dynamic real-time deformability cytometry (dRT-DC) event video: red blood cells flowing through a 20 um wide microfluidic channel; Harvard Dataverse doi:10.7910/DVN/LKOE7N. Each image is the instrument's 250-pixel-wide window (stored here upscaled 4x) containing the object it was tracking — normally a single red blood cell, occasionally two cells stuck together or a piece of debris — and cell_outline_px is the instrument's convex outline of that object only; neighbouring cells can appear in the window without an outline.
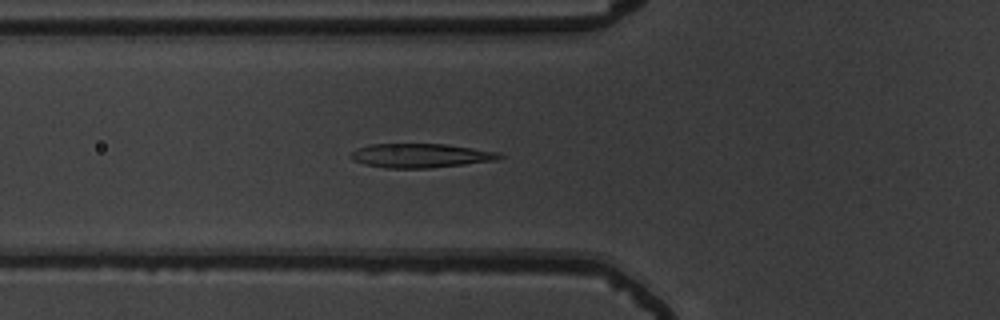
{"species": "common noctule bat (a hibernating species)", "species_latin": "Nyctalus noctula", "temperature_condition": "warm", "stored_images_in_passage": 55, "camera_frame_rate_fps": 3000, "um_per_image_px": 0.085, "animal": {"sex": "male", "body_mass_g": 19.5, "forearm_length_mm": 54.6}, "frame": {"image": 1, "passage_image": 21, "time_ms": 6.667, "image_size_px": [1000, 320], "cell_outline_px": [[504, 156], [496, 160], [464, 164], [428, 168], [384, 168], [364, 164], [352, 160], [348, 156], [356, 148], [372, 144], [444, 144], [500, 152]], "centroid_in_image_um": [35.71, 13.23], "position_along_channel_um": 90.1, "area_um2": 20.87}}
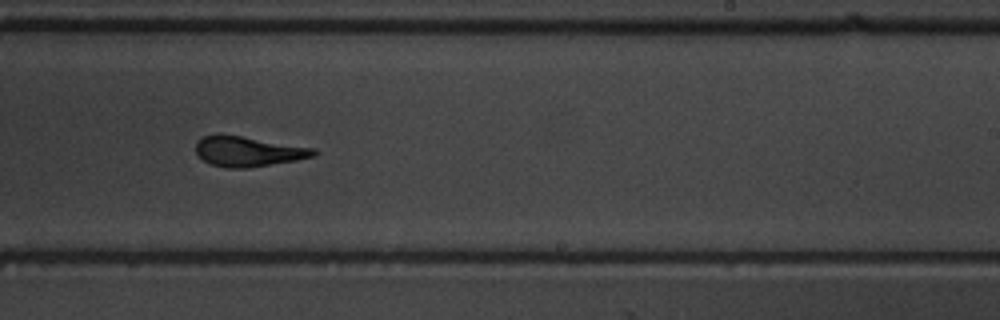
{"frame": {"image": 2, "passage_image": 35, "time_ms": 11.333, "image_size_px": [1000, 320], "cell_outline_px": [[316, 156], [296, 160], [244, 168], [224, 168], [212, 164], [204, 160], [196, 152], [196, 140], [204, 136], [220, 132], [316, 148]], "centroid_in_image_um": [21.07, 12.84], "position_along_channel_um": 267.9, "area_um2": 20.92}}
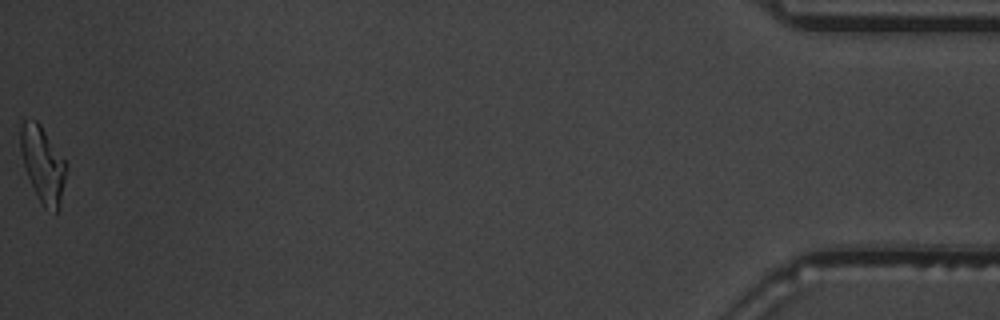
{"frame": {"image": 3, "passage_image": 55, "time_ms": 18.0, "image_size_px": [1000, 320], "cell_outline_px": [[68, 164], [60, 208], [56, 212], [44, 208], [40, 204], [36, 196], [28, 176], [20, 152], [20, 124], [24, 120], [36, 120], [40, 124]], "centroid_in_image_um": [3.65, 13.99], "position_along_channel_um": 431.5, "area_um2": 20.4}}